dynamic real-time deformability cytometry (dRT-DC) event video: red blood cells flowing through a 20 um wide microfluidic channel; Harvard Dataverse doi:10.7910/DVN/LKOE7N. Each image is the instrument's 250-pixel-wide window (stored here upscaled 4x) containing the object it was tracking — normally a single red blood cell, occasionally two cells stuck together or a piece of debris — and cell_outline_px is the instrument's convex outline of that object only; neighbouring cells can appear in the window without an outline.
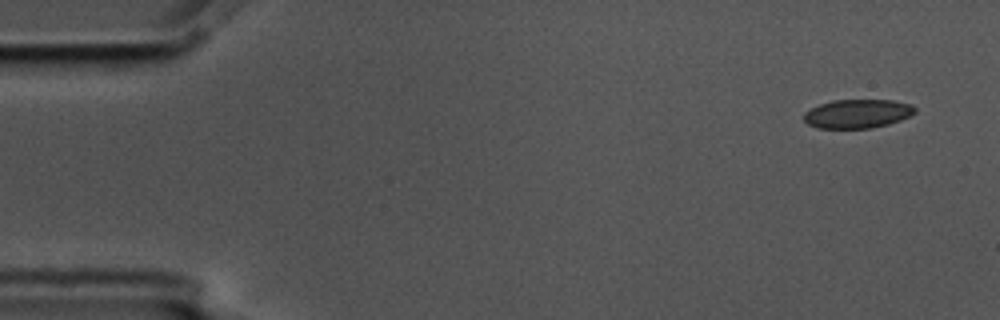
{"species": "common noctule bat (a hibernating species)", "species_latin": "Nyctalus noctula", "temperature_condition": "cold", "stored_images_in_passage": 4, "camera_frame_rate_fps": 3000, "um_per_image_px": 0.085, "animal": {"sex": "male", "body_mass_g": 17.5, "forearm_length_mm": 52.3}, "frame": {"image": 1, "passage_image": 1, "time_ms": 0.0, "image_size_px": [1000, 320], "cell_outline_px": [[916, 112], [900, 120], [888, 124], [872, 128], [816, 128], [808, 124], [804, 120], [804, 112], [820, 104], [832, 100], [892, 100], [912, 104], [916, 108]], "centroid_in_image_um": [72.89, 9.66], "position_along_channel_um": 12.1, "area_um2": 18.67}}